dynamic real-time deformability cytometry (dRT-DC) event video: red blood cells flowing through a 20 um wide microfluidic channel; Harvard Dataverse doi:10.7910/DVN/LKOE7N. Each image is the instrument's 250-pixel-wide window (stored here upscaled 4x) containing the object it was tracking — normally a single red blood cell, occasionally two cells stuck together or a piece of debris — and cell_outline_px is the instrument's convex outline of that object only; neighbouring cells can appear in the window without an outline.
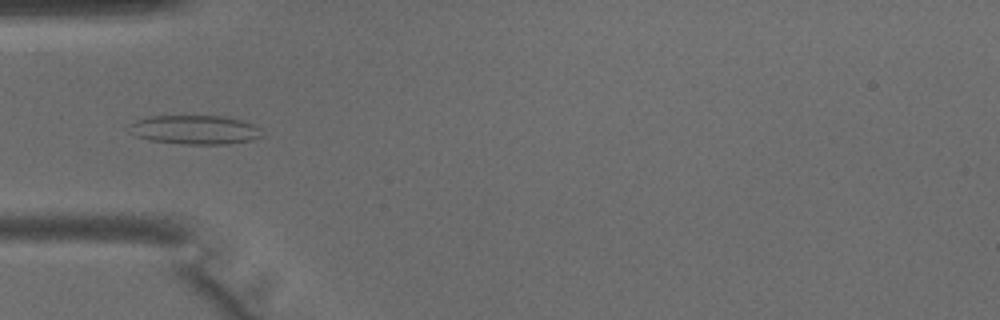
{"species": "common noctule bat (a hibernating species)", "species_latin": "Nyctalus noctula", "temperature_condition": "warm", "stored_images_in_passage": 42, "camera_frame_rate_fps": 3000, "um_per_image_px": 0.085, "animal": {"sex": "male", "body_mass_g": 15.6}, "frame": {"image": 1, "passage_image": 13, "time_ms": 4.0, "image_size_px": [1000, 320], "cell_outline_px": [[260, 136], [252, 140], [228, 144], [184, 144], [148, 140], [136, 136], [128, 132], [128, 124], [136, 120], [148, 116], [228, 116], [244, 120], [260, 128]], "centroid_in_image_um": [16.52, 11.02], "position_along_channel_um": 68.5, "area_um2": 22.72}}
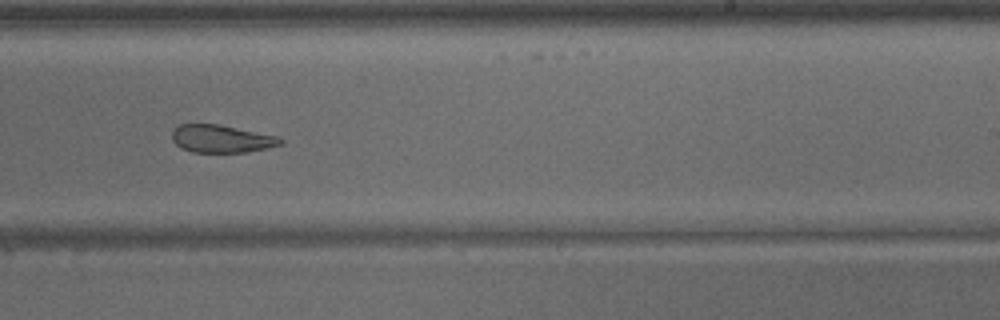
{"frame": {"image": 2, "passage_image": 26, "time_ms": 8.333, "image_size_px": [1000, 320], "cell_outline_px": [[284, 140], [280, 144], [248, 152], [192, 152], [180, 148], [172, 140], [172, 132], [180, 124], [220, 124], [276, 136]], "centroid_in_image_um": [18.78, 11.79], "position_along_channel_um": 270.2, "area_um2": 17.34}}
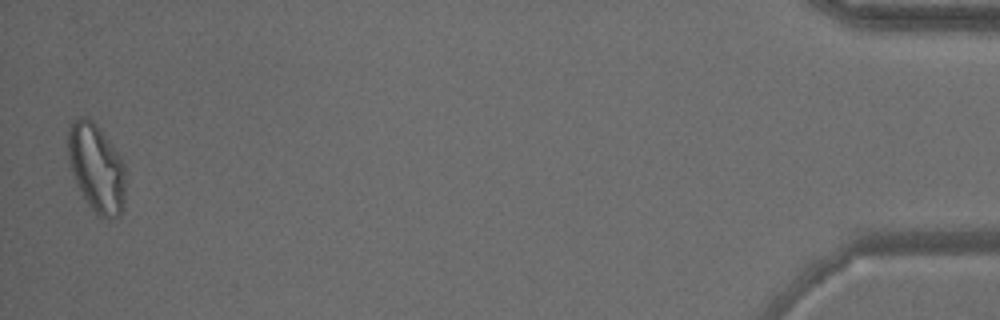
{"frame": {"image": 3, "passage_image": 42, "time_ms": 13.667, "image_size_px": [1000, 320], "cell_outline_px": [[124, 200], [120, 216], [96, 216], [84, 200], [72, 172], [68, 156], [68, 128], [80, 116], [88, 116], [100, 128], [112, 144], [120, 156], [124, 164]], "centroid_in_image_um": [8.19, 14.26], "position_along_channel_um": 427.0, "area_um2": 29.42}}